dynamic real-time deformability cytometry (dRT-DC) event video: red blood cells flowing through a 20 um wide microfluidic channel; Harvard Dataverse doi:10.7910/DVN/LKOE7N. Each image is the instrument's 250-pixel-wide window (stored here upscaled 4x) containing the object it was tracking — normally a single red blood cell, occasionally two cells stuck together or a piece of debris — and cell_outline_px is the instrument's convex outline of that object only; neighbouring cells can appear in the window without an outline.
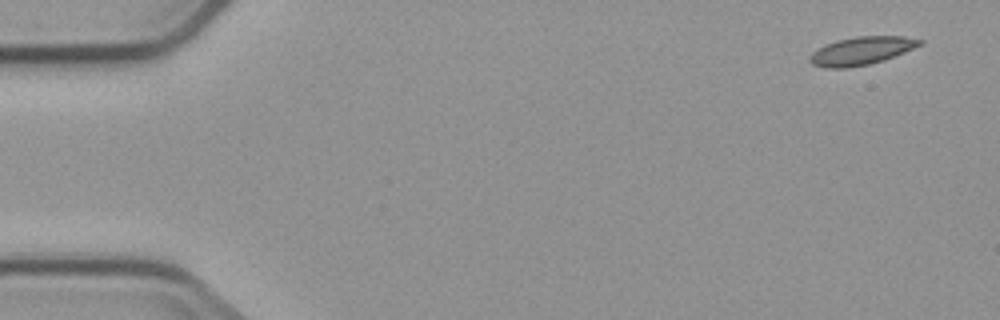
{"species": "common noctule bat (a hibernating species)", "species_latin": "Nyctalus noctula", "temperature_condition": "cold", "stored_images_in_passage": 6, "camera_frame_rate_fps": 3000, "um_per_image_px": 0.085, "animal": {"sex": "male", "body_mass_g": 23.1, "forearm_length_mm": 52.7}, "frame": {"image": 1, "passage_image": 6, "time_ms": 7.333, "image_size_px": [1000, 320], "cell_outline_px": [[924, 44], [884, 60], [868, 64], [844, 68], [824, 68], [812, 64], [808, 60], [808, 56], [812, 52], [836, 40], [856, 36], [904, 36], [924, 40]], "centroid_in_image_um": [73.23, 4.31], "position_along_channel_um": 11.8, "area_um2": 17.98}}